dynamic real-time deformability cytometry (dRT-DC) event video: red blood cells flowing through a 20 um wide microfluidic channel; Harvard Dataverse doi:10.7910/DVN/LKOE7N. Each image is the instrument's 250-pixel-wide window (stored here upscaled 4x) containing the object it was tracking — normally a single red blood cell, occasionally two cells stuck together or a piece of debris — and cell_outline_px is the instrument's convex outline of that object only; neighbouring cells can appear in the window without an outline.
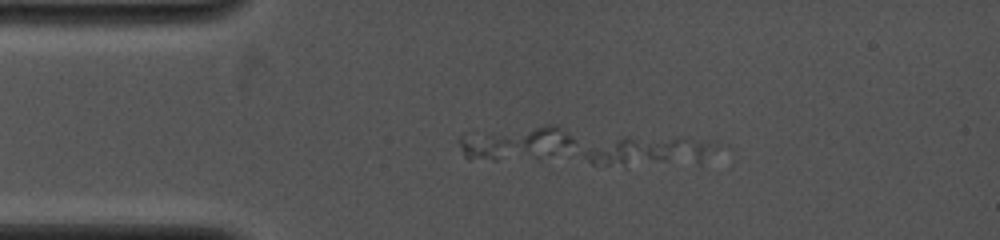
{"species": "common noctule bat (a hibernating species)", "species_latin": "Nyctalus noctula", "temperature_condition": "cold", "stored_images_in_passage": 2, "camera_frame_rate_fps": 4000, "um_per_image_px": 0.085, "animal": {"sex": "female", "body_mass_g": 19.0, "forearm_length_mm": 53.3}, "frame": {"image": 1, "passage_image": 1, "time_ms": 0.0, "image_size_px": [1000, 240], "cell_outline_px": [[732, 148], [700, 164], [624, 168], [592, 164], [584, 156], [584, 152], [628, 136], [684, 136], [716, 140], [728, 144]], "centroid_in_image_um": [55.74, 12.89], "position_along_channel_um": 29.3, "area_um2": 25.61}}